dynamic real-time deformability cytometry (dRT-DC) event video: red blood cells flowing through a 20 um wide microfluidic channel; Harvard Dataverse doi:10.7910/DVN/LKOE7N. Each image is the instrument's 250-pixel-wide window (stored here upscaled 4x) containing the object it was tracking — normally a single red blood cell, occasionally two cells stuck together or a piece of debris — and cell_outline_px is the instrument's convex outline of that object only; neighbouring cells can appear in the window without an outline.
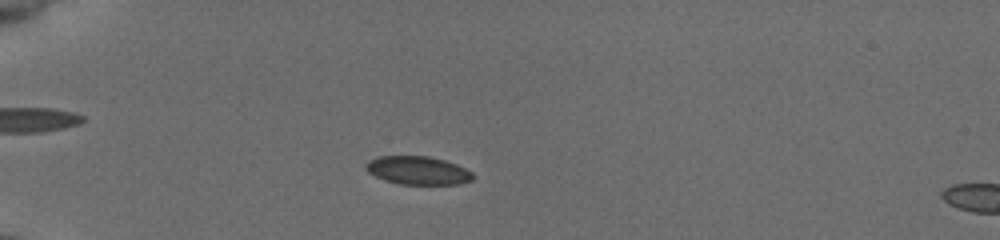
{"species": "common noctule bat (a hibernating species)", "species_latin": "Nyctalus noctula", "temperature_condition": "cold", "stored_images_in_passage": 49, "camera_frame_rate_fps": 3000, "um_per_image_px": 0.085, "animal": {"sex": "female", "body_mass_g": 19.5, "forearm_length_mm": 54.1}, "frame": {"image": 1, "passage_image": 11, "time_ms": 3.333, "image_size_px": [1000, 240], "cell_outline_px": [[476, 176], [472, 180], [460, 184], [400, 184], [384, 180], [368, 172], [364, 168], [364, 164], [368, 160], [376, 156], [428, 156], [444, 160], [456, 164], [472, 172]], "centroid_in_image_um": [35.5, 14.48], "position_along_channel_um": 49.5, "area_um2": 17.8}}
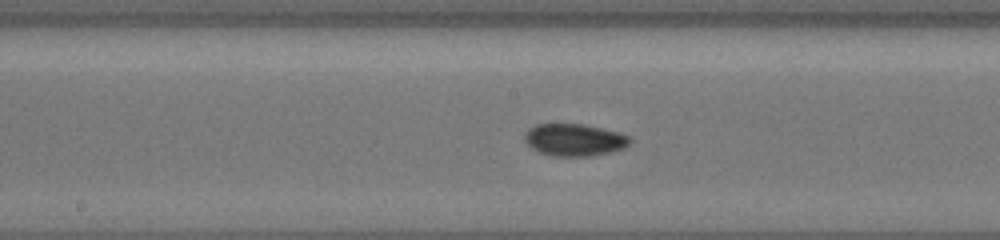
{"frame": {"image": 2, "passage_image": 25, "time_ms": 8.0, "image_size_px": [1000, 240], "cell_outline_px": [[632, 140], [624, 148], [612, 152], [588, 156], [552, 156], [540, 152], [532, 148], [524, 140], [524, 136], [536, 124], [580, 124], [600, 128], [616, 132], [628, 136]], "centroid_in_image_um": [48.83, 11.9], "position_along_channel_um": 199.4, "area_um2": 19.42}}
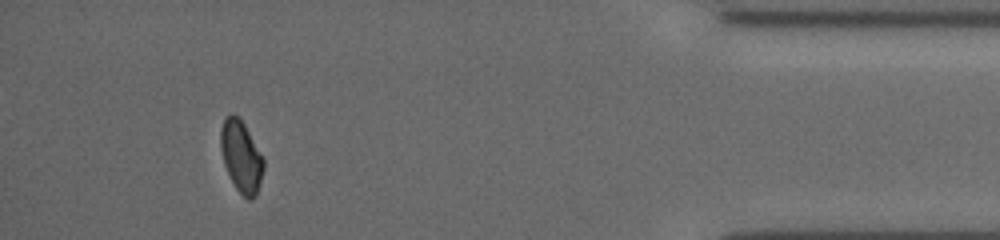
{"frame": {"image": 3, "passage_image": 45, "time_ms": 14.667, "image_size_px": [1000, 240], "cell_outline_px": [[264, 168], [260, 184], [256, 196], [252, 200], [248, 200], [236, 188], [224, 164], [220, 148], [220, 132], [224, 116], [232, 112], [244, 124], [264, 156]], "centroid_in_image_um": [20.51, 13.29], "position_along_channel_um": 414.7, "area_um2": 18.03}}